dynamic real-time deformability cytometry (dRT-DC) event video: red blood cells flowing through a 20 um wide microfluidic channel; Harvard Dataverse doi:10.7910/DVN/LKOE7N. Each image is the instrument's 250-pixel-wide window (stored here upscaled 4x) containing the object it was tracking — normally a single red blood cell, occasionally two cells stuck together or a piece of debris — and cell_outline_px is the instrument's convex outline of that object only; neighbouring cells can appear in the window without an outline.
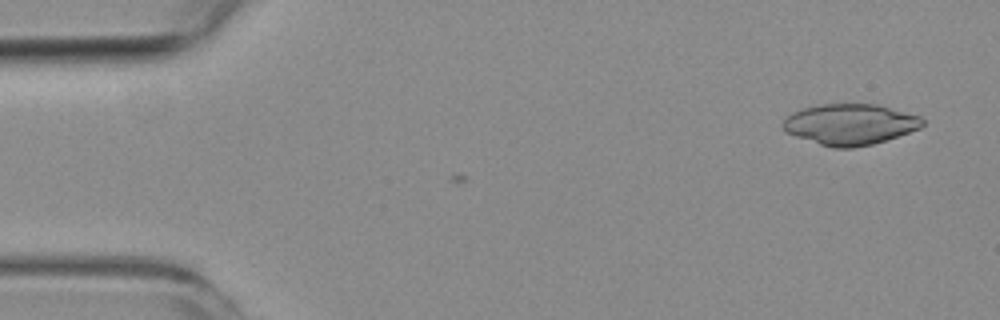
{"species": "common noctule bat (a hibernating species)", "species_latin": "Nyctalus noctula", "temperature_condition": "room temperature", "stored_images_in_passage": 3, "camera_frame_rate_fps": 3000, "um_per_image_px": 0.085, "animal": {"sex": "female", "body_mass_g": 19.3, "forearm_length_mm": 54.1}, "frame": {"image": 1, "passage_image": 3, "time_ms": 2.333, "image_size_px": [1000, 320], "cell_outline_px": [[924, 124], [920, 128], [872, 144], [852, 148], [832, 148], [784, 132], [784, 120], [792, 112], [804, 108], [820, 104], [876, 104], [920, 116], [924, 120]], "centroid_in_image_um": [72.25, 10.56], "position_along_channel_um": 12.8, "area_um2": 32.89}}